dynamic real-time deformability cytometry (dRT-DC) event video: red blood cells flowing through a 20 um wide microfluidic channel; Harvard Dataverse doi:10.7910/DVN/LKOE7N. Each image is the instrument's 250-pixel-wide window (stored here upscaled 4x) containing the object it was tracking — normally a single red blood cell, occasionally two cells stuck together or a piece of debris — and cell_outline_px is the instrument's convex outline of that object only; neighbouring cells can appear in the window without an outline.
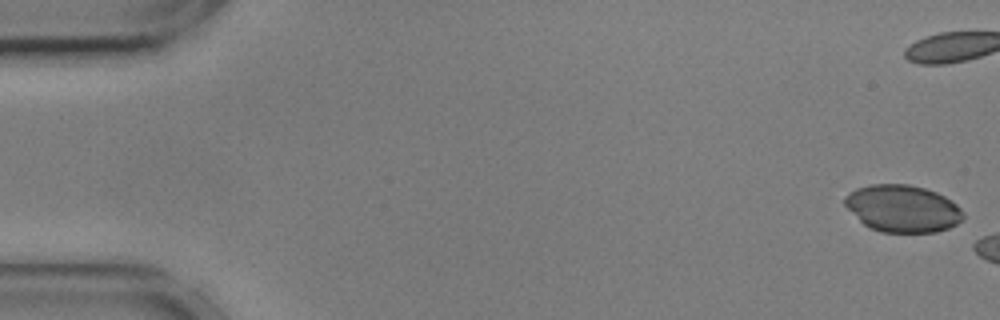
{"species": "common noctule bat (a hibernating species)", "species_latin": "Nyctalus noctula", "temperature_condition": "cold", "stored_images_in_passage": 11, "camera_frame_rate_fps": 3000, "um_per_image_px": 0.085, "animal": {"sex": "male", "body_mass_g": 17.9, "forearm_length_mm": 54.2}, "frame": {"image": 1, "passage_image": 1, "time_ms": 0.0, "image_size_px": [1000, 320], "cell_outline_px": [[964, 216], [956, 224], [948, 228], [936, 232], [880, 232], [868, 228], [844, 204], [844, 200], [848, 192], [856, 188], [872, 184], [908, 184], [924, 188], [936, 192], [952, 200], [964, 212]], "centroid_in_image_um": [76.72, 17.72], "position_along_channel_um": 8.3, "area_um2": 32.48}}